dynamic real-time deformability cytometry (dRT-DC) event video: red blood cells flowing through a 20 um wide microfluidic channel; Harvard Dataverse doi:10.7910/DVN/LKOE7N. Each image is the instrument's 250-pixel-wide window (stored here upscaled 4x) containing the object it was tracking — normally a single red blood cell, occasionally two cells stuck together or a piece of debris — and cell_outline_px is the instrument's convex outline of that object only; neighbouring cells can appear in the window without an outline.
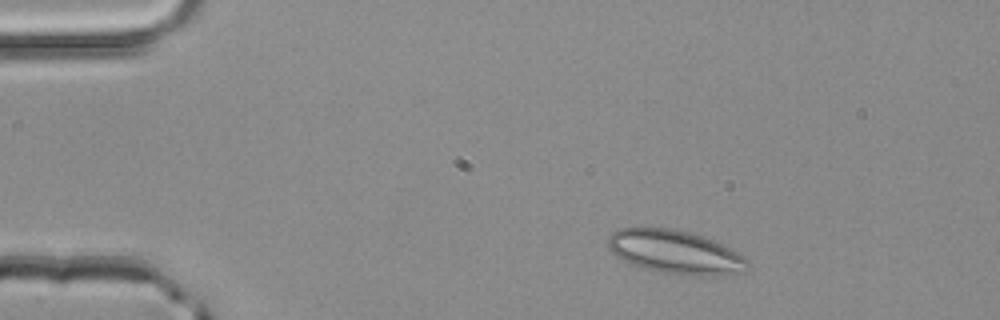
{"species": "common noctule bat (a hibernating species)", "species_latin": "Nyctalus noctula", "temperature_condition": "room temperature", "stored_images_in_passage": 1, "camera_frame_rate_fps": 3000, "um_per_image_px": 0.085, "animal": {"sex": "male", "body_mass_g": 20.4}, "frame": {"image": 1, "passage_image": 1, "time_ms": 0.0, "image_size_px": [1000, 320], "cell_outline_px": [[748, 264], [728, 272], [716, 276], [688, 276], [664, 272], [644, 268], [632, 264], [616, 256], [608, 248], [608, 236], [612, 232], [620, 228], [672, 228], [692, 232], [704, 236], [744, 256], [748, 260]], "centroid_in_image_um": [57.29, 21.4], "position_along_channel_um": 27.7, "area_um2": 34.74}}